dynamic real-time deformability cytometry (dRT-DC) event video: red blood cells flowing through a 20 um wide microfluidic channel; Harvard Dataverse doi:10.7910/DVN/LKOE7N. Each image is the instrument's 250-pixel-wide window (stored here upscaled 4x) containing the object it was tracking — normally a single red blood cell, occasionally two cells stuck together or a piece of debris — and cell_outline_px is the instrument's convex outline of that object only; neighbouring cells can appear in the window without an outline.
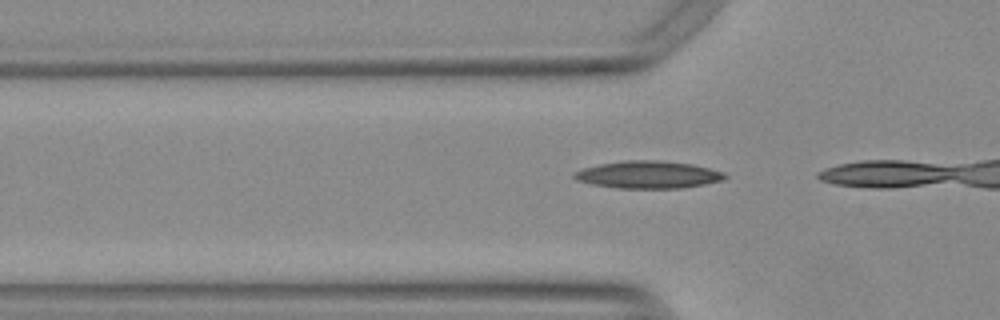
{"species": "Egyptian fruit bat (a non-hibernating species)", "species_latin": "Rousettus aegyptiacus", "temperature_condition": "warm", "stored_images_in_passage": 4, "camera_frame_rate_fps": 3000, "um_per_image_px": 0.085, "animal": {"sex": "female"}, "frame": {"image": 1, "passage_image": 2, "time_ms": 0.333, "image_size_px": [1000, 320], "cell_outline_px": [[728, 176], [724, 180], [704, 184], [680, 188], [616, 188], [592, 184], [576, 180], [572, 176], [572, 172], [580, 168], [600, 164], [624, 160], [664, 160], [692, 164], [724, 172]], "centroid_in_image_um": [55.06, 14.84], "position_along_channel_um": 70.7, "area_um2": 24.28}}